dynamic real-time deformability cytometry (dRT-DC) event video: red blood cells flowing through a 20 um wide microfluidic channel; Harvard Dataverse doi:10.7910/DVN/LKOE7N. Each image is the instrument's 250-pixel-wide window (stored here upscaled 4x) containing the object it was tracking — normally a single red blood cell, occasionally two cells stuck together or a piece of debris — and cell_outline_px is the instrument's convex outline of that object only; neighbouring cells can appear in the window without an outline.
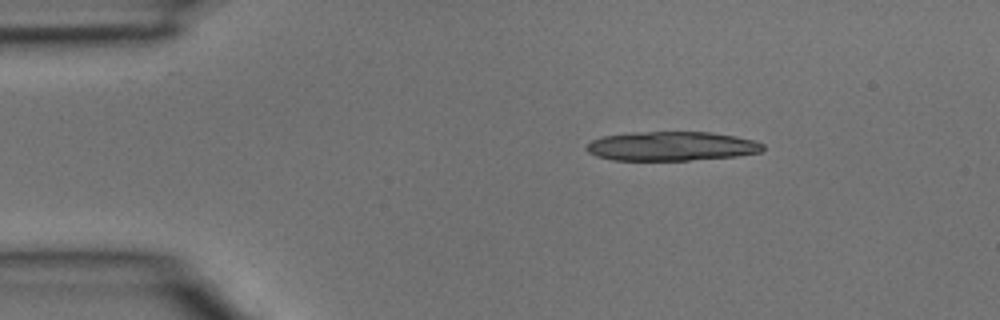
{"species": "common noctule bat (a hibernating species)", "species_latin": "Nyctalus noctula", "temperature_condition": "room temperature", "stored_images_in_passage": 2, "camera_frame_rate_fps": 3000, "um_per_image_px": 0.085, "animal": {"sex": "male", "body_mass_g": 15.6}, "frame": {"image": 1, "passage_image": 1, "time_ms": 0.0, "image_size_px": [1000, 320], "cell_outline_px": [[764, 148], [760, 152], [736, 156], [688, 160], [612, 160], [596, 156], [588, 152], [584, 148], [592, 140], [600, 136], [632, 132], [712, 132], [736, 136], [756, 140], [764, 144]], "centroid_in_image_um": [57.06, 12.42], "position_along_channel_um": 27.9, "area_um2": 30.23}}